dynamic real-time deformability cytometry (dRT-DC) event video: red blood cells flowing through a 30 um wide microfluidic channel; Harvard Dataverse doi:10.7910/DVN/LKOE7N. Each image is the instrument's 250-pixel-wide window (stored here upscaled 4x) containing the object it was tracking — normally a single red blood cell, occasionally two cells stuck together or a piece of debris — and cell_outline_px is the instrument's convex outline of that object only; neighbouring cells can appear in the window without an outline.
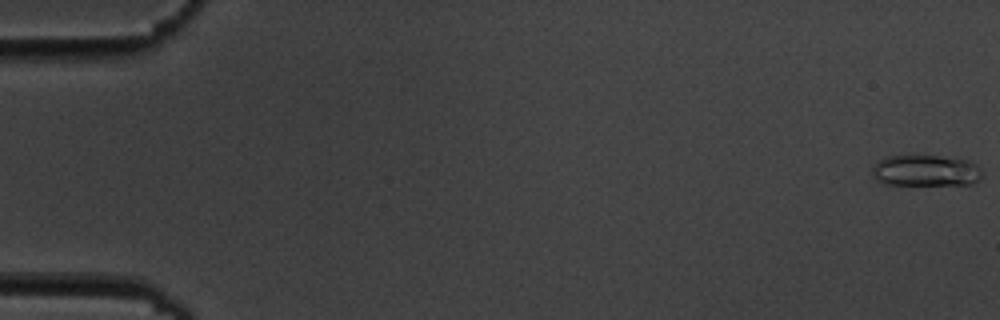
{"species": "common noctule bat (a hibernating species)", "species_latin": "Nyctalus noctula", "temperature_condition": "cold", "stored_images_in_passage": 7, "camera_frame_rate_fps": 3000, "um_per_image_px": 0.085, "animal": {"sex": "male", "body_mass_g": 19.5, "forearm_length_mm": 54.6}, "frame": {"image": 1, "passage_image": 1, "time_ms": 0.0, "image_size_px": [1000, 320], "cell_outline_px": [[980, 176], [972, 184], [884, 184], [876, 180], [872, 172], [872, 168], [880, 160], [888, 156], [940, 156], [968, 160], [976, 164], [980, 168]], "centroid_in_image_um": [78.67, 14.5], "position_along_channel_um": 6.3, "area_um2": 19.65}}